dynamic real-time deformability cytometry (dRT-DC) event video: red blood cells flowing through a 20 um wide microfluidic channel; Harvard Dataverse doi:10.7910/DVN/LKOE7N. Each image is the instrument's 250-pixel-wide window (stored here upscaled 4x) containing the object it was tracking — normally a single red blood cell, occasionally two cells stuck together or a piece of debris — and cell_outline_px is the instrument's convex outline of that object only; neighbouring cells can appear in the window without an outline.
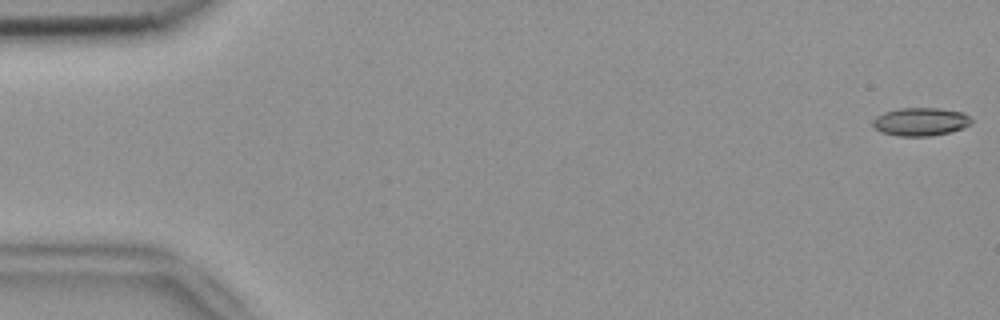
{"species": "common noctule bat (a hibernating species)", "species_latin": "Nyctalus noctula", "temperature_condition": "room temperature", "stored_images_in_passage": 54, "camera_frame_rate_fps": 3000, "um_per_image_px": 0.085, "animal": {"sex": "female", "body_mass_g": 18.4}, "frame": {"image": 1, "passage_image": 1, "time_ms": 0.0, "image_size_px": [1000, 320], "cell_outline_px": [[972, 124], [964, 128], [952, 132], [932, 136], [900, 136], [880, 132], [872, 124], [872, 120], [876, 116], [884, 112], [900, 108], [936, 108], [964, 112], [972, 120]], "centroid_in_image_um": [78.27, 10.35], "position_along_channel_um": 6.7, "area_um2": 16.36}}
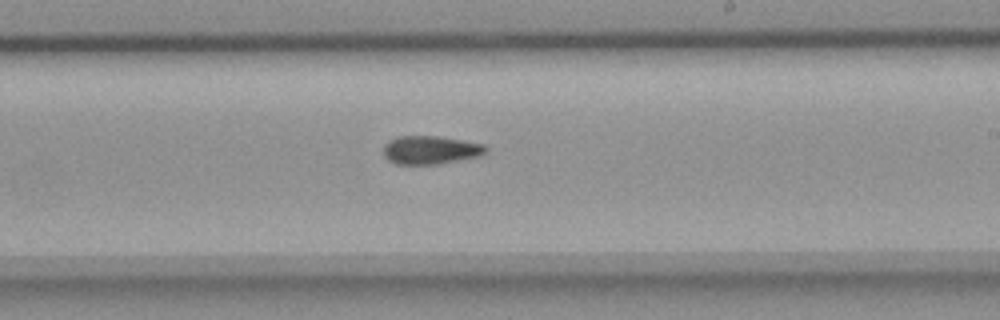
{"frame": {"image": 2, "passage_image": 32, "time_ms": 10.333, "image_size_px": [1000, 320], "cell_outline_px": [[488, 148], [480, 156], [436, 164], [396, 164], [388, 160], [384, 156], [384, 144], [388, 140], [396, 136], [436, 136], [484, 144]], "centroid_in_image_um": [36.55, 12.74], "position_along_channel_um": 252.5, "area_um2": 16.82}}
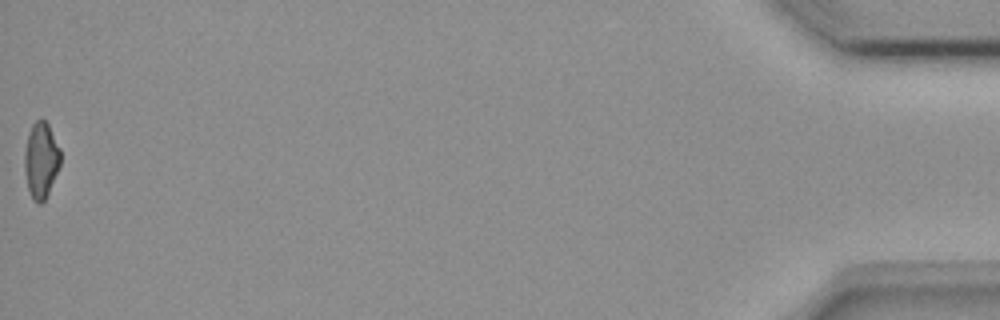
{"frame": {"image": 3, "passage_image": 54, "time_ms": 17.667, "image_size_px": [1000, 320], "cell_outline_px": [[60, 164], [48, 192], [44, 200], [40, 204], [36, 204], [32, 200], [28, 188], [24, 168], [24, 152], [28, 132], [32, 124], [40, 116], [48, 124], [60, 148]], "centroid_in_image_um": [3.46, 13.58], "position_along_channel_um": 431.7, "area_um2": 15.95}, "authors_computed_cell_mechanics": {"area_um2": 16.5597, "velocity_mm_per_s": 3.7937, "shape_relaxation_time_tau1_ms": 8.6405, "shape_relaxation_time_tau2_ms": 5.9429, "deformation_change_tau1": 0.1759, "deformation_change_tau2": 0.1211}}